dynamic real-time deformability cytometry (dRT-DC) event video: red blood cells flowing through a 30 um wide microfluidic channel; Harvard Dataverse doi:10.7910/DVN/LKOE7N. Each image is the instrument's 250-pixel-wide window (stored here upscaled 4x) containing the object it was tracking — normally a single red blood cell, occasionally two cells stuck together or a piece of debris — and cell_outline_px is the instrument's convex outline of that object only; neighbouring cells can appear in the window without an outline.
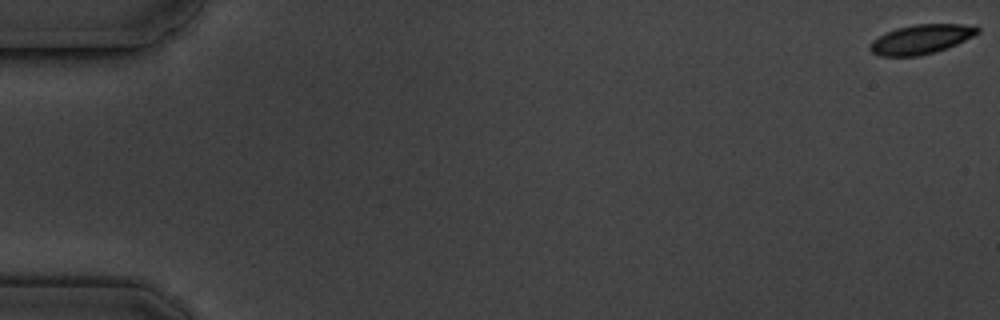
{"species": "common noctule bat (a hibernating species)", "species_latin": "Nyctalus noctula", "temperature_condition": "cold", "stored_images_in_passage": 4, "camera_frame_rate_fps": 3000, "um_per_image_px": 0.085, "animal": {"sex": "male", "body_mass_g": 19.5, "forearm_length_mm": 54.6}, "frame": {"image": 1, "passage_image": 1, "time_ms": 0.0, "image_size_px": [1000, 320], "cell_outline_px": [[980, 32], [948, 48], [920, 56], [880, 56], [872, 52], [868, 48], [868, 44], [872, 40], [896, 28], [916, 24], [960, 24], [980, 28]], "centroid_in_image_um": [78.26, 3.35], "position_along_channel_um": 6.7, "area_um2": 18.26}}